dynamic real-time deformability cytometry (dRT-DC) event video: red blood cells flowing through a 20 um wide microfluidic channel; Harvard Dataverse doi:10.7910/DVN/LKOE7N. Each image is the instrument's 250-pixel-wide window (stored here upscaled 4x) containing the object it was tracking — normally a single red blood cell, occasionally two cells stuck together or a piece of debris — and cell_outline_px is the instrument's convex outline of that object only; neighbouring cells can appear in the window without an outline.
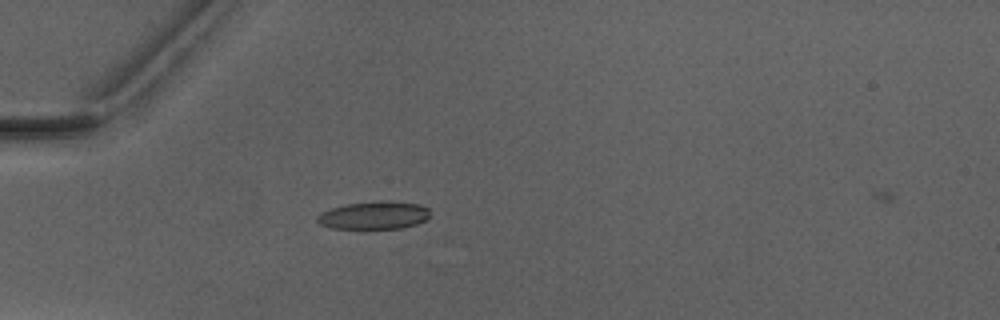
{"species": "Egyptian fruit bat (a non-hibernating species)", "species_latin": "Rousettus aegyptiacus", "temperature_condition": "warm", "stored_images_in_passage": 6, "camera_frame_rate_fps": 3000, "um_per_image_px": 0.085, "animal": {"sex": "male"}, "frame": {"image": 1, "passage_image": 5, "time_ms": 5.0, "image_size_px": [1000, 320], "cell_outline_px": [[428, 220], [416, 224], [400, 228], [332, 228], [320, 224], [316, 220], [316, 216], [320, 212], [332, 208], [348, 204], [420, 204], [428, 208]], "centroid_in_image_um": [31.74, 18.36], "position_along_channel_um": 53.3, "area_um2": 17.17}}